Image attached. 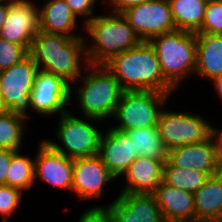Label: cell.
<instances>
[{
	"mask_svg": "<svg viewBox=\"0 0 222 222\" xmlns=\"http://www.w3.org/2000/svg\"><path fill=\"white\" fill-rule=\"evenodd\" d=\"M210 138L214 146V153L217 165L222 171V129L217 130L213 126Z\"/></svg>",
	"mask_w": 222,
	"mask_h": 222,
	"instance_id": "35",
	"label": "cell"
},
{
	"mask_svg": "<svg viewBox=\"0 0 222 222\" xmlns=\"http://www.w3.org/2000/svg\"><path fill=\"white\" fill-rule=\"evenodd\" d=\"M39 31V7L36 3L10 0L6 20L0 30V38L22 45L29 51Z\"/></svg>",
	"mask_w": 222,
	"mask_h": 222,
	"instance_id": "13",
	"label": "cell"
},
{
	"mask_svg": "<svg viewBox=\"0 0 222 222\" xmlns=\"http://www.w3.org/2000/svg\"><path fill=\"white\" fill-rule=\"evenodd\" d=\"M7 111H8V109L5 106V103H4L3 97H2V93H1V89H0V113H4Z\"/></svg>",
	"mask_w": 222,
	"mask_h": 222,
	"instance_id": "38",
	"label": "cell"
},
{
	"mask_svg": "<svg viewBox=\"0 0 222 222\" xmlns=\"http://www.w3.org/2000/svg\"><path fill=\"white\" fill-rule=\"evenodd\" d=\"M133 140L134 155L157 160H167L168 150L159 136L158 127L132 129L126 131Z\"/></svg>",
	"mask_w": 222,
	"mask_h": 222,
	"instance_id": "24",
	"label": "cell"
},
{
	"mask_svg": "<svg viewBox=\"0 0 222 222\" xmlns=\"http://www.w3.org/2000/svg\"><path fill=\"white\" fill-rule=\"evenodd\" d=\"M74 88L61 77L38 70L30 94V109L44 116L64 114Z\"/></svg>",
	"mask_w": 222,
	"mask_h": 222,
	"instance_id": "10",
	"label": "cell"
},
{
	"mask_svg": "<svg viewBox=\"0 0 222 222\" xmlns=\"http://www.w3.org/2000/svg\"><path fill=\"white\" fill-rule=\"evenodd\" d=\"M166 161L138 156L123 174L127 183L120 193L154 194L162 182Z\"/></svg>",
	"mask_w": 222,
	"mask_h": 222,
	"instance_id": "18",
	"label": "cell"
},
{
	"mask_svg": "<svg viewBox=\"0 0 222 222\" xmlns=\"http://www.w3.org/2000/svg\"><path fill=\"white\" fill-rule=\"evenodd\" d=\"M38 71L32 57L12 65L0 72V89L6 108L9 112L28 118L30 94Z\"/></svg>",
	"mask_w": 222,
	"mask_h": 222,
	"instance_id": "9",
	"label": "cell"
},
{
	"mask_svg": "<svg viewBox=\"0 0 222 222\" xmlns=\"http://www.w3.org/2000/svg\"><path fill=\"white\" fill-rule=\"evenodd\" d=\"M176 29L197 33L202 26L208 0H168Z\"/></svg>",
	"mask_w": 222,
	"mask_h": 222,
	"instance_id": "23",
	"label": "cell"
},
{
	"mask_svg": "<svg viewBox=\"0 0 222 222\" xmlns=\"http://www.w3.org/2000/svg\"><path fill=\"white\" fill-rule=\"evenodd\" d=\"M34 184V159L23 156L20 150L15 151L6 174V186L18 188L23 192L30 190Z\"/></svg>",
	"mask_w": 222,
	"mask_h": 222,
	"instance_id": "27",
	"label": "cell"
},
{
	"mask_svg": "<svg viewBox=\"0 0 222 222\" xmlns=\"http://www.w3.org/2000/svg\"><path fill=\"white\" fill-rule=\"evenodd\" d=\"M197 33L222 34V2L208 0L204 20Z\"/></svg>",
	"mask_w": 222,
	"mask_h": 222,
	"instance_id": "29",
	"label": "cell"
},
{
	"mask_svg": "<svg viewBox=\"0 0 222 222\" xmlns=\"http://www.w3.org/2000/svg\"><path fill=\"white\" fill-rule=\"evenodd\" d=\"M209 178L206 173L194 168L173 166L168 160L163 165L162 182L186 192L194 194Z\"/></svg>",
	"mask_w": 222,
	"mask_h": 222,
	"instance_id": "25",
	"label": "cell"
},
{
	"mask_svg": "<svg viewBox=\"0 0 222 222\" xmlns=\"http://www.w3.org/2000/svg\"><path fill=\"white\" fill-rule=\"evenodd\" d=\"M16 2H20V3H36V2H32V0H13Z\"/></svg>",
	"mask_w": 222,
	"mask_h": 222,
	"instance_id": "39",
	"label": "cell"
},
{
	"mask_svg": "<svg viewBox=\"0 0 222 222\" xmlns=\"http://www.w3.org/2000/svg\"><path fill=\"white\" fill-rule=\"evenodd\" d=\"M167 160L180 168H194L196 171L206 173L209 177L222 171L217 165L214 146L211 138L207 141L186 144L168 151Z\"/></svg>",
	"mask_w": 222,
	"mask_h": 222,
	"instance_id": "17",
	"label": "cell"
},
{
	"mask_svg": "<svg viewBox=\"0 0 222 222\" xmlns=\"http://www.w3.org/2000/svg\"><path fill=\"white\" fill-rule=\"evenodd\" d=\"M29 55V51L18 45L0 38V72L19 63Z\"/></svg>",
	"mask_w": 222,
	"mask_h": 222,
	"instance_id": "28",
	"label": "cell"
},
{
	"mask_svg": "<svg viewBox=\"0 0 222 222\" xmlns=\"http://www.w3.org/2000/svg\"><path fill=\"white\" fill-rule=\"evenodd\" d=\"M195 74L209 81L222 76V34L196 33Z\"/></svg>",
	"mask_w": 222,
	"mask_h": 222,
	"instance_id": "21",
	"label": "cell"
},
{
	"mask_svg": "<svg viewBox=\"0 0 222 222\" xmlns=\"http://www.w3.org/2000/svg\"><path fill=\"white\" fill-rule=\"evenodd\" d=\"M151 0H104L105 3L108 2L112 6L113 13H123L125 10L140 5Z\"/></svg>",
	"mask_w": 222,
	"mask_h": 222,
	"instance_id": "34",
	"label": "cell"
},
{
	"mask_svg": "<svg viewBox=\"0 0 222 222\" xmlns=\"http://www.w3.org/2000/svg\"><path fill=\"white\" fill-rule=\"evenodd\" d=\"M210 1H214V2H222V0H210Z\"/></svg>",
	"mask_w": 222,
	"mask_h": 222,
	"instance_id": "40",
	"label": "cell"
},
{
	"mask_svg": "<svg viewBox=\"0 0 222 222\" xmlns=\"http://www.w3.org/2000/svg\"><path fill=\"white\" fill-rule=\"evenodd\" d=\"M124 91H160L175 89L164 79L158 56L149 42L114 55L104 64Z\"/></svg>",
	"mask_w": 222,
	"mask_h": 222,
	"instance_id": "2",
	"label": "cell"
},
{
	"mask_svg": "<svg viewBox=\"0 0 222 222\" xmlns=\"http://www.w3.org/2000/svg\"><path fill=\"white\" fill-rule=\"evenodd\" d=\"M98 156L116 179L137 158L134 155L133 140L126 132L114 128H109L102 134Z\"/></svg>",
	"mask_w": 222,
	"mask_h": 222,
	"instance_id": "16",
	"label": "cell"
},
{
	"mask_svg": "<svg viewBox=\"0 0 222 222\" xmlns=\"http://www.w3.org/2000/svg\"><path fill=\"white\" fill-rule=\"evenodd\" d=\"M107 15H97L82 25L92 40L90 44L85 41L90 65H104L114 55L130 50L142 42L122 13L110 12Z\"/></svg>",
	"mask_w": 222,
	"mask_h": 222,
	"instance_id": "3",
	"label": "cell"
},
{
	"mask_svg": "<svg viewBox=\"0 0 222 222\" xmlns=\"http://www.w3.org/2000/svg\"><path fill=\"white\" fill-rule=\"evenodd\" d=\"M78 222H114L105 208H89L81 214Z\"/></svg>",
	"mask_w": 222,
	"mask_h": 222,
	"instance_id": "32",
	"label": "cell"
},
{
	"mask_svg": "<svg viewBox=\"0 0 222 222\" xmlns=\"http://www.w3.org/2000/svg\"><path fill=\"white\" fill-rule=\"evenodd\" d=\"M10 6V0L0 2V30L4 24Z\"/></svg>",
	"mask_w": 222,
	"mask_h": 222,
	"instance_id": "36",
	"label": "cell"
},
{
	"mask_svg": "<svg viewBox=\"0 0 222 222\" xmlns=\"http://www.w3.org/2000/svg\"><path fill=\"white\" fill-rule=\"evenodd\" d=\"M40 31L48 34H61L70 38L82 37L73 33L77 30V16L64 0H47L39 8Z\"/></svg>",
	"mask_w": 222,
	"mask_h": 222,
	"instance_id": "20",
	"label": "cell"
},
{
	"mask_svg": "<svg viewBox=\"0 0 222 222\" xmlns=\"http://www.w3.org/2000/svg\"><path fill=\"white\" fill-rule=\"evenodd\" d=\"M158 132L169 151L179 146L207 141L212 134V125L197 114L161 110Z\"/></svg>",
	"mask_w": 222,
	"mask_h": 222,
	"instance_id": "8",
	"label": "cell"
},
{
	"mask_svg": "<svg viewBox=\"0 0 222 222\" xmlns=\"http://www.w3.org/2000/svg\"><path fill=\"white\" fill-rule=\"evenodd\" d=\"M14 152L10 149H0V185H6V174Z\"/></svg>",
	"mask_w": 222,
	"mask_h": 222,
	"instance_id": "33",
	"label": "cell"
},
{
	"mask_svg": "<svg viewBox=\"0 0 222 222\" xmlns=\"http://www.w3.org/2000/svg\"><path fill=\"white\" fill-rule=\"evenodd\" d=\"M170 94L160 91H124L113 119L118 125L112 128L126 132L132 129L157 127L162 107Z\"/></svg>",
	"mask_w": 222,
	"mask_h": 222,
	"instance_id": "7",
	"label": "cell"
},
{
	"mask_svg": "<svg viewBox=\"0 0 222 222\" xmlns=\"http://www.w3.org/2000/svg\"><path fill=\"white\" fill-rule=\"evenodd\" d=\"M23 192L15 187L0 185V214L3 222L9 221V217L16 211L22 199Z\"/></svg>",
	"mask_w": 222,
	"mask_h": 222,
	"instance_id": "30",
	"label": "cell"
},
{
	"mask_svg": "<svg viewBox=\"0 0 222 222\" xmlns=\"http://www.w3.org/2000/svg\"><path fill=\"white\" fill-rule=\"evenodd\" d=\"M58 117L60 121L56 129V136L58 143L61 144L51 139L45 140L54 150L71 159L98 155L103 132L90 123L99 121V119L84 117L86 121L69 111Z\"/></svg>",
	"mask_w": 222,
	"mask_h": 222,
	"instance_id": "6",
	"label": "cell"
},
{
	"mask_svg": "<svg viewBox=\"0 0 222 222\" xmlns=\"http://www.w3.org/2000/svg\"><path fill=\"white\" fill-rule=\"evenodd\" d=\"M67 5L70 7L71 11L83 17L84 22L91 20L94 16V5L98 0H64ZM85 16V18H84ZM87 17V18H86Z\"/></svg>",
	"mask_w": 222,
	"mask_h": 222,
	"instance_id": "31",
	"label": "cell"
},
{
	"mask_svg": "<svg viewBox=\"0 0 222 222\" xmlns=\"http://www.w3.org/2000/svg\"><path fill=\"white\" fill-rule=\"evenodd\" d=\"M27 117L12 113H0V149L19 151L23 143Z\"/></svg>",
	"mask_w": 222,
	"mask_h": 222,
	"instance_id": "26",
	"label": "cell"
},
{
	"mask_svg": "<svg viewBox=\"0 0 222 222\" xmlns=\"http://www.w3.org/2000/svg\"><path fill=\"white\" fill-rule=\"evenodd\" d=\"M84 38L87 39L85 36L70 38L39 31L32 41L29 55L38 70L53 73L72 85L83 75L81 68L86 65L87 69L89 65Z\"/></svg>",
	"mask_w": 222,
	"mask_h": 222,
	"instance_id": "1",
	"label": "cell"
},
{
	"mask_svg": "<svg viewBox=\"0 0 222 222\" xmlns=\"http://www.w3.org/2000/svg\"><path fill=\"white\" fill-rule=\"evenodd\" d=\"M195 222H222V172L194 193Z\"/></svg>",
	"mask_w": 222,
	"mask_h": 222,
	"instance_id": "22",
	"label": "cell"
},
{
	"mask_svg": "<svg viewBox=\"0 0 222 222\" xmlns=\"http://www.w3.org/2000/svg\"><path fill=\"white\" fill-rule=\"evenodd\" d=\"M154 196L165 222H195L194 194L161 182Z\"/></svg>",
	"mask_w": 222,
	"mask_h": 222,
	"instance_id": "19",
	"label": "cell"
},
{
	"mask_svg": "<svg viewBox=\"0 0 222 222\" xmlns=\"http://www.w3.org/2000/svg\"><path fill=\"white\" fill-rule=\"evenodd\" d=\"M155 50L164 79L178 89L184 78L195 74L196 33L176 29L148 41Z\"/></svg>",
	"mask_w": 222,
	"mask_h": 222,
	"instance_id": "4",
	"label": "cell"
},
{
	"mask_svg": "<svg viewBox=\"0 0 222 222\" xmlns=\"http://www.w3.org/2000/svg\"><path fill=\"white\" fill-rule=\"evenodd\" d=\"M122 15L142 41L176 30L168 0H151L125 10Z\"/></svg>",
	"mask_w": 222,
	"mask_h": 222,
	"instance_id": "11",
	"label": "cell"
},
{
	"mask_svg": "<svg viewBox=\"0 0 222 222\" xmlns=\"http://www.w3.org/2000/svg\"><path fill=\"white\" fill-rule=\"evenodd\" d=\"M114 222H165L154 194L120 193L105 207Z\"/></svg>",
	"mask_w": 222,
	"mask_h": 222,
	"instance_id": "14",
	"label": "cell"
},
{
	"mask_svg": "<svg viewBox=\"0 0 222 222\" xmlns=\"http://www.w3.org/2000/svg\"><path fill=\"white\" fill-rule=\"evenodd\" d=\"M115 179L98 155L74 159L72 192L79 200L102 198L105 185Z\"/></svg>",
	"mask_w": 222,
	"mask_h": 222,
	"instance_id": "12",
	"label": "cell"
},
{
	"mask_svg": "<svg viewBox=\"0 0 222 222\" xmlns=\"http://www.w3.org/2000/svg\"><path fill=\"white\" fill-rule=\"evenodd\" d=\"M34 157L35 180L72 192L74 159L54 150L45 140Z\"/></svg>",
	"mask_w": 222,
	"mask_h": 222,
	"instance_id": "15",
	"label": "cell"
},
{
	"mask_svg": "<svg viewBox=\"0 0 222 222\" xmlns=\"http://www.w3.org/2000/svg\"><path fill=\"white\" fill-rule=\"evenodd\" d=\"M78 87L77 101L82 117H91L101 120L113 117L115 109L124 92L116 77L105 65H88ZM86 74V75H84ZM83 81V82H82Z\"/></svg>",
	"mask_w": 222,
	"mask_h": 222,
	"instance_id": "5",
	"label": "cell"
},
{
	"mask_svg": "<svg viewBox=\"0 0 222 222\" xmlns=\"http://www.w3.org/2000/svg\"><path fill=\"white\" fill-rule=\"evenodd\" d=\"M212 82H214L216 92L218 93V96H220V100H222V76L216 77Z\"/></svg>",
	"mask_w": 222,
	"mask_h": 222,
	"instance_id": "37",
	"label": "cell"
}]
</instances>
